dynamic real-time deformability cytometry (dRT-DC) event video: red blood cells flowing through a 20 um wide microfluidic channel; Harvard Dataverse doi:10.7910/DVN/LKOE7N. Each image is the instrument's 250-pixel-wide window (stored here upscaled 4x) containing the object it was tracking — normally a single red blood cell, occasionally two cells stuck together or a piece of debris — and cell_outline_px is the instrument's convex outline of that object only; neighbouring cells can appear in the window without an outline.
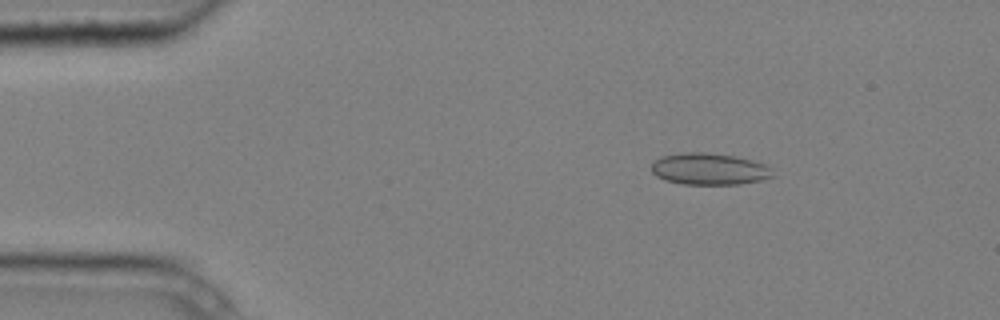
{"species": "common noctule bat (a hibernating species)", "species_latin": "Nyctalus noctula", "temperature_condition": "cold", "stored_images_in_passage": 3, "camera_frame_rate_fps": 3000, "um_per_image_px": 0.085, "animal": {"sex": "male", "body_mass_g": 20.4}, "frame": {"image": 1, "passage_image": 1, "time_ms": 0.0, "image_size_px": [1000, 320], "cell_outline_px": [[776, 176], [760, 180], [740, 184], [684, 184], [664, 180], [656, 176], [652, 172], [652, 160], [664, 156], [684, 152], [704, 152], [736, 156], [752, 160], [764, 164], [772, 168]], "centroid_in_image_um": [60.3, 14.36], "position_along_channel_um": 24.7, "area_um2": 22.54}}